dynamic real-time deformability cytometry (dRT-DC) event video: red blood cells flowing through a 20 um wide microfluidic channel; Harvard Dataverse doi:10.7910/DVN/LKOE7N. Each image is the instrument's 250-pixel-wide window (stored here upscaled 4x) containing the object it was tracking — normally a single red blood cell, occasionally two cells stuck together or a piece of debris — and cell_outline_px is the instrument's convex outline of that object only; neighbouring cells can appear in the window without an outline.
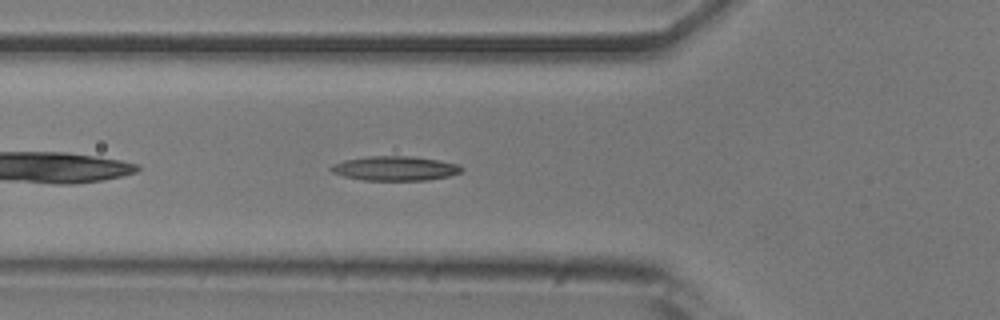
{"species": "common noctule bat (a hibernating species)", "species_latin": "Nyctalus noctula", "temperature_condition": "room temperature", "stored_images_in_passage": 39, "camera_frame_rate_fps": 3000, "um_per_image_px": 0.085, "animal": {"sex": "male", "body_mass_g": 20.5, "forearm_length_mm": 52.5}, "frame": {"image": 1, "passage_image": 5, "time_ms": 1.333, "image_size_px": [1000, 320], "cell_outline_px": [[464, 168], [460, 172], [448, 176], [424, 180], [364, 180], [344, 176], [332, 172], [328, 168], [332, 164], [344, 160], [368, 156], [412, 156], [460, 164]], "centroid_in_image_um": [33.55, 14.3], "position_along_channel_um": 92.2, "area_um2": 18.5}}
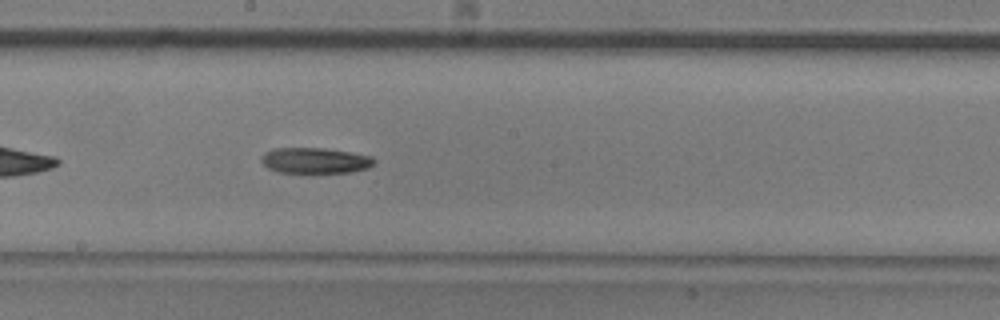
{"frame": {"image": 2, "passage_image": 15, "time_ms": 4.667, "image_size_px": [1000, 320], "cell_outline_px": [[376, 160], [368, 168], [352, 172], [276, 172], [268, 168], [260, 160], [260, 156], [264, 152], [276, 148], [324, 148], [372, 156]], "centroid_in_image_um": [26.75, 13.64], "position_along_channel_um": 221.4, "area_um2": 16.82}}
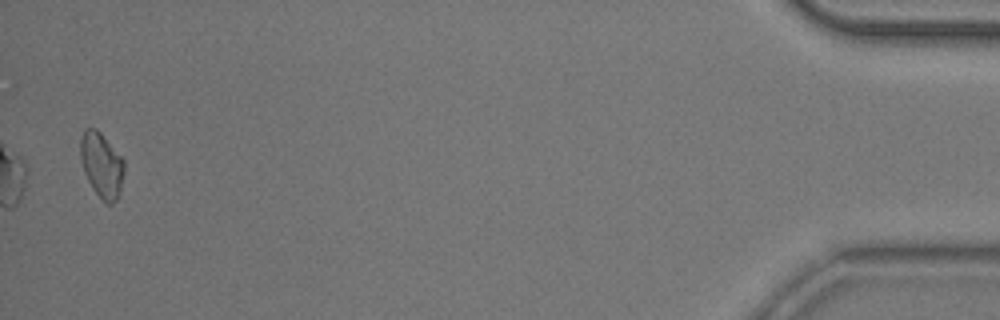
{"frame": {"image": 3, "passage_image": 38, "time_ms": 12.333, "image_size_px": [1000, 320], "cell_outline_px": [[124, 172], [120, 196], [112, 204], [108, 204], [92, 188], [84, 172], [80, 160], [80, 140], [84, 128], [96, 128], [100, 132], [124, 160]], "centroid_in_image_um": [8.64, 14.02], "position_along_channel_um": 426.6, "area_um2": 16.59}}